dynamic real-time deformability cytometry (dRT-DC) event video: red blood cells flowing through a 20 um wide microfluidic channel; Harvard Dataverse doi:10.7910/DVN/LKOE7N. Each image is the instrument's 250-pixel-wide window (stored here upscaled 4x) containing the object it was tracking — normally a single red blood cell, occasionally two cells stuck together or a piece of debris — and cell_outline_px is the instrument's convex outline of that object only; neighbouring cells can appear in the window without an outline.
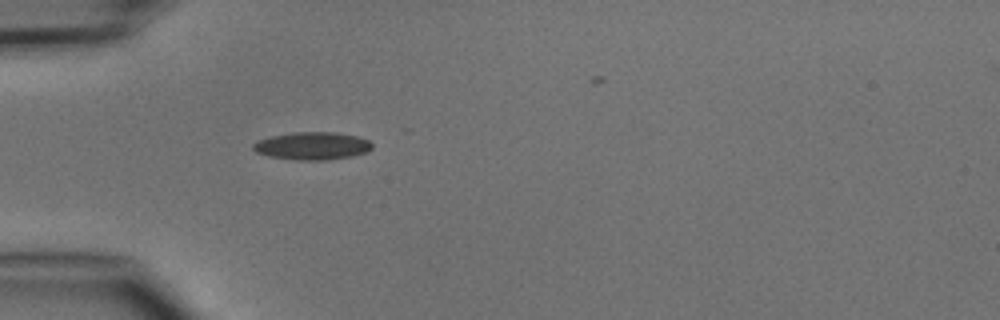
{"species": "common noctule bat (a hibernating species)", "species_latin": "Nyctalus noctula", "temperature_condition": "cold", "stored_images_in_passage": 1, "camera_frame_rate_fps": 3000, "um_per_image_px": 0.085, "animal": {"sex": "male", "body_mass_g": 15.6}, "frame": {"image": 1, "passage_image": 1, "time_ms": 0.0, "image_size_px": [1000, 320], "cell_outline_px": [[372, 148], [364, 152], [352, 156], [328, 160], [296, 160], [268, 156], [256, 152], [252, 148], [252, 144], [256, 140], [272, 136], [292, 132], [336, 132], [356, 136], [368, 140], [372, 144]], "centroid_in_image_um": [26.5, 12.4], "position_along_channel_um": 58.5, "area_um2": 19.25}}